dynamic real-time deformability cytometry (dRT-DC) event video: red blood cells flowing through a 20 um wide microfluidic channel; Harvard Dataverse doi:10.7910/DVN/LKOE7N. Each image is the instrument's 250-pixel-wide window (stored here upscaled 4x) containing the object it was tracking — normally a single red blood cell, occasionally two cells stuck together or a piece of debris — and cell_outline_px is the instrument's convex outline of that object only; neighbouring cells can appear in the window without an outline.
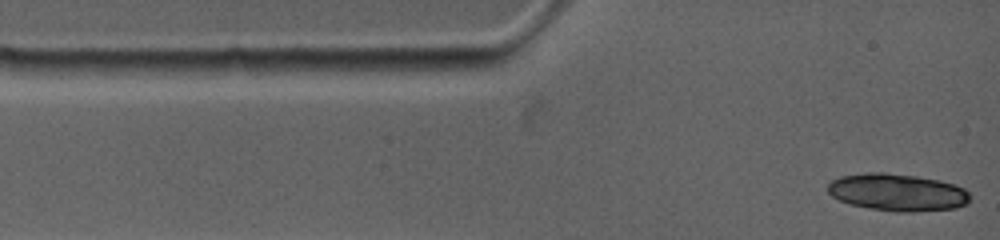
{"species": "common noctule bat (a hibernating species)", "species_latin": "Nyctalus noctula", "temperature_condition": "warm", "stored_images_in_passage": 5, "camera_frame_rate_fps": 4500, "um_per_image_px": 0.085, "animal": {"sex": "female", "body_mass_g": 19.0, "forearm_length_mm": 53.3}, "frame": {"image": 1, "passage_image": 1, "time_ms": 0.0, "image_size_px": [1000, 240], "cell_outline_px": [[968, 204], [956, 208], [912, 212], [896, 212], [868, 208], [852, 204], [840, 200], [832, 196], [828, 192], [828, 184], [832, 180], [840, 176], [868, 172], [884, 172], [916, 176], [940, 180], [964, 188], [968, 192]], "centroid_in_image_um": [76.27, 16.35], "position_along_channel_um": 8.7, "area_um2": 30.87}}